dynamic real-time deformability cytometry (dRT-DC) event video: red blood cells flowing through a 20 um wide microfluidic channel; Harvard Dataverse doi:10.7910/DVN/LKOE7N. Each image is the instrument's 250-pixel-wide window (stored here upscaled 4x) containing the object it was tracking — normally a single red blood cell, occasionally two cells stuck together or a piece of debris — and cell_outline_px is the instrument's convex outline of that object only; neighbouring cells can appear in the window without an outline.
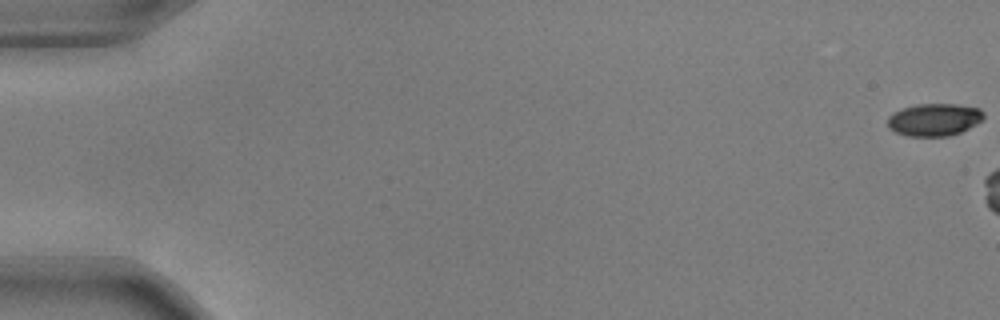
{"species": "common noctule bat (a hibernating species)", "species_latin": "Nyctalus noctula", "temperature_condition": "warm", "stored_images_in_passage": 8, "camera_frame_rate_fps": 3000, "um_per_image_px": 0.085, "animal": {"sex": "male", "body_mass_g": 17.9, "forearm_length_mm": 54.2}, "frame": {"image": 1, "passage_image": 1, "time_ms": 0.0, "image_size_px": [1000, 320], "cell_outline_px": [[984, 116], [976, 124], [960, 132], [948, 136], [908, 136], [896, 132], [888, 128], [888, 116], [892, 112], [900, 108], [916, 104], [956, 104], [980, 108], [984, 112]], "centroid_in_image_um": [79.38, 10.16], "position_along_channel_um": 5.6, "area_um2": 18.26}}